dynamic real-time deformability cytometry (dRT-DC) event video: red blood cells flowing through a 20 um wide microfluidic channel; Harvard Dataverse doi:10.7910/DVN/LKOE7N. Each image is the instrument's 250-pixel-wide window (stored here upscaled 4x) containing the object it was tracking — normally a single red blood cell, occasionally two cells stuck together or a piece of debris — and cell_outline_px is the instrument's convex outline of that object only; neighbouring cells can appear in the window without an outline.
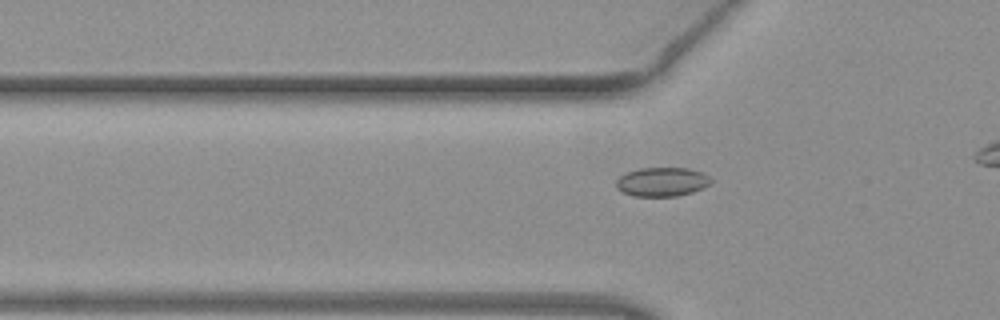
{"species": "common noctule bat (a hibernating species)", "species_latin": "Nyctalus noctula", "temperature_condition": "warm", "stored_images_in_passage": 30, "camera_frame_rate_fps": 3000, "um_per_image_px": 0.085, "animal": {"sex": "female", "body_mass_g": 19.3, "forearm_length_mm": 54.1}, "frame": {"image": 1, "passage_image": 5, "time_ms": 1.333, "image_size_px": [1000, 320], "cell_outline_px": [[712, 180], [708, 184], [692, 192], [676, 196], [632, 196], [616, 188], [616, 180], [620, 176], [628, 172], [640, 168], [688, 168], [700, 172], [708, 176]], "centroid_in_image_um": [56.23, 15.45], "position_along_channel_um": 69.6, "area_um2": 15.78}}
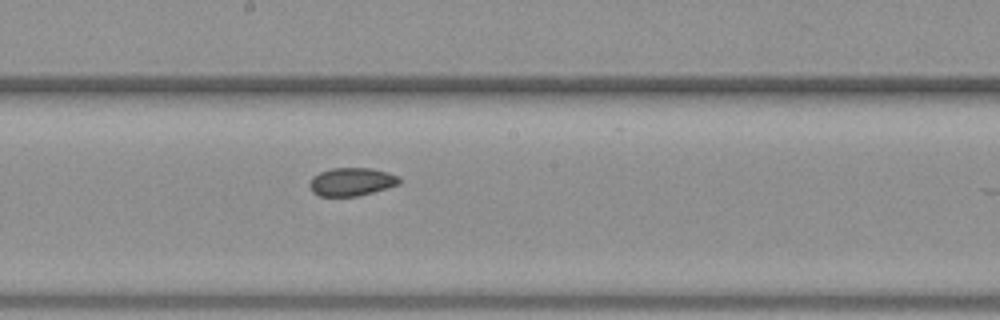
{"frame": {"image": 2, "passage_image": 16, "time_ms": 5.0, "image_size_px": [1000, 320], "cell_outline_px": [[400, 184], [360, 196], [320, 196], [312, 192], [308, 184], [312, 176], [320, 172], [332, 168], [372, 168], [388, 172], [396, 176], [400, 180]], "centroid_in_image_um": [29.86, 15.45], "position_along_channel_um": 218.3, "area_um2": 14.8}}
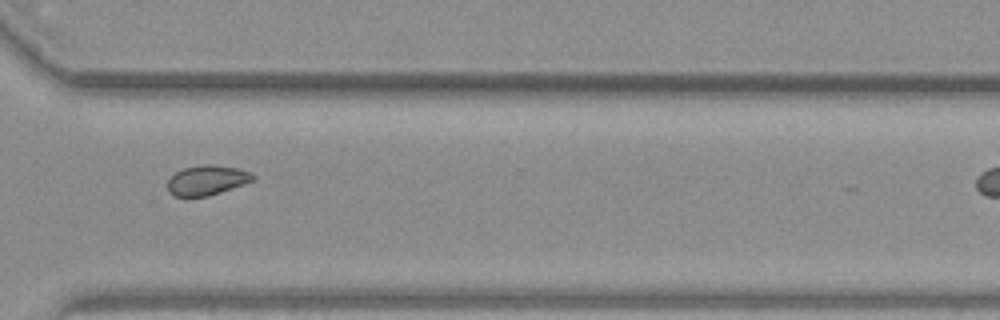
{"frame": {"image": 3, "passage_image": 26, "time_ms": 8.333, "image_size_px": [1000, 320], "cell_outline_px": [[256, 180], [208, 196], [172, 196], [168, 192], [168, 180], [176, 172], [184, 168], [204, 164], [212, 164], [240, 168], [252, 172], [256, 176]], "centroid_in_image_um": [17.64, 15.3], "position_along_channel_um": 353.0, "area_um2": 14.97}}